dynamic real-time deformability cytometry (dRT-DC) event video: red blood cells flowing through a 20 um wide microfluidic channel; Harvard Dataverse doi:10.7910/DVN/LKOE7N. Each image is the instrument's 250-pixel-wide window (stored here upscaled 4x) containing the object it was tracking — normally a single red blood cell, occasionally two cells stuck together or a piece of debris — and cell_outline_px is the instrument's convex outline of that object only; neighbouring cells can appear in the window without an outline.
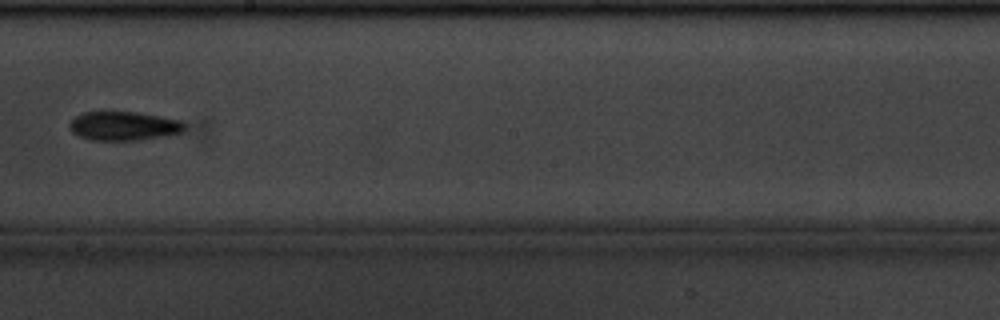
{"species": "common noctule bat (a hibernating species)", "species_latin": "Nyctalus noctula", "temperature_condition": "cold", "stored_images_in_passage": 6, "camera_frame_rate_fps": 3000, "um_per_image_px": 0.085, "animal": {"sex": "male", "body_mass_g": 20.1, "forearm_length_mm": 53.5}, "frame": {"image": 1, "passage_image": 5, "time_ms": 1.333, "image_size_px": [1000, 320], "cell_outline_px": [[188, 124], [180, 132], [168, 136], [136, 140], [92, 140], [80, 136], [72, 132], [68, 124], [76, 116], [84, 112], [136, 112], [184, 120]], "centroid_in_image_um": [10.57, 10.7], "position_along_channel_um": 237.6, "area_um2": 19.48}}